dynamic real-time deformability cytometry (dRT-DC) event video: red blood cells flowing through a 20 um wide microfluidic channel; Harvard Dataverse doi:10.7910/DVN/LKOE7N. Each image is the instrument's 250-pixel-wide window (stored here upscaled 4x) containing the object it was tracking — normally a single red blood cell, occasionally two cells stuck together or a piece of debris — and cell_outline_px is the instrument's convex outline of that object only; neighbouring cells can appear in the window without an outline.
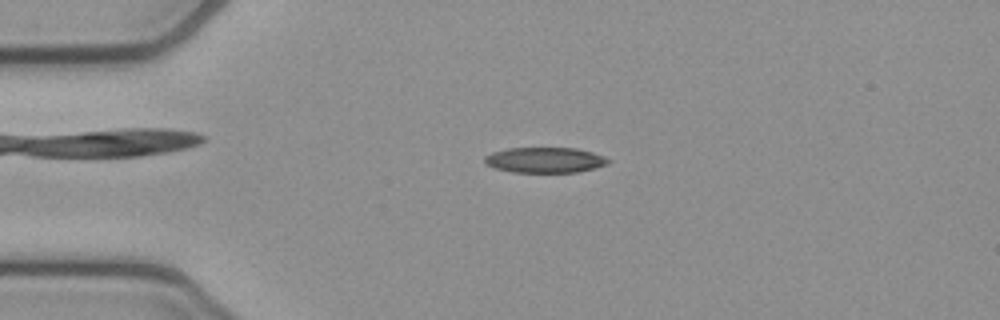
{"species": "common noctule bat (a hibernating species)", "species_latin": "Nyctalus noctula", "temperature_condition": "cold", "stored_images_in_passage": 53, "camera_frame_rate_fps": 3000, "um_per_image_px": 0.085, "animal": {"sex": "female", "body_mass_g": 21.9}, "frame": {"image": 1, "passage_image": 12, "time_ms": 3.667, "image_size_px": [1000, 320], "cell_outline_px": [[612, 160], [608, 164], [596, 168], [576, 172], [512, 172], [496, 168], [484, 164], [484, 156], [492, 152], [508, 148], [576, 148], [592, 152], [604, 156]], "centroid_in_image_um": [46.33, 13.6], "position_along_channel_um": 38.7, "area_um2": 18.44}}
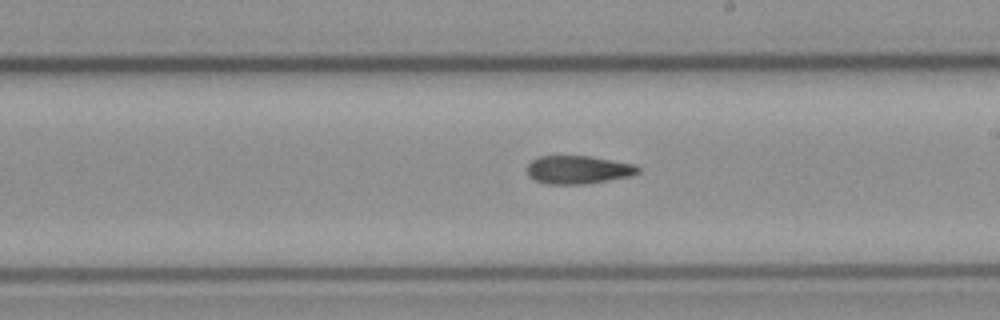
{"frame": {"image": 2, "passage_image": 30, "time_ms": 9.667, "image_size_px": [1000, 320], "cell_outline_px": [[640, 172], [632, 176], [584, 184], [548, 184], [536, 180], [528, 176], [528, 164], [532, 160], [540, 156], [588, 156], [636, 164], [640, 168]], "centroid_in_image_um": [49.18, 14.43], "position_along_channel_um": 239.8, "area_um2": 18.21}}
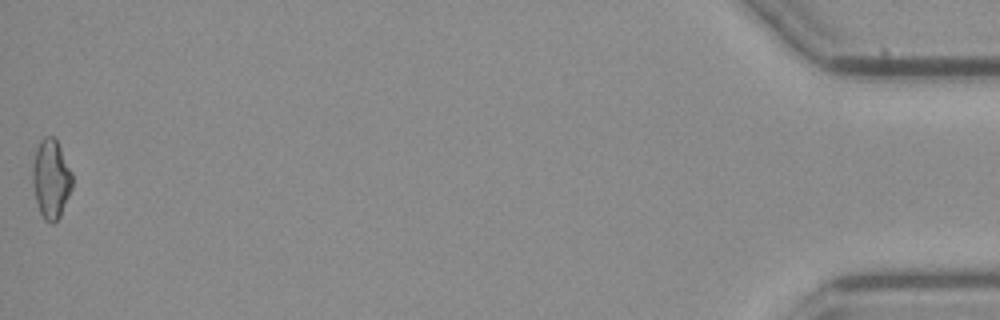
{"frame": {"image": 3, "passage_image": 53, "time_ms": 17.333, "image_size_px": [1000, 320], "cell_outline_px": [[72, 188], [60, 216], [52, 224], [44, 220], [40, 212], [36, 200], [32, 184], [32, 164], [36, 148], [40, 140], [44, 136], [52, 136], [56, 140], [72, 172]], "centroid_in_image_um": [4.32, 15.21], "position_along_channel_um": 430.9, "area_um2": 18.26}, "authors_computed_cell_mechanics": {"area_um2": 18.3804, "velocity_mm_per_s": 3.8308, "shape_relaxation_time_tau1_ms": null, "shape_relaxation_time_tau2_ms": 7.8963, "deformation_change_tau1": null, "deformation_change_tau2": 0.1961}}